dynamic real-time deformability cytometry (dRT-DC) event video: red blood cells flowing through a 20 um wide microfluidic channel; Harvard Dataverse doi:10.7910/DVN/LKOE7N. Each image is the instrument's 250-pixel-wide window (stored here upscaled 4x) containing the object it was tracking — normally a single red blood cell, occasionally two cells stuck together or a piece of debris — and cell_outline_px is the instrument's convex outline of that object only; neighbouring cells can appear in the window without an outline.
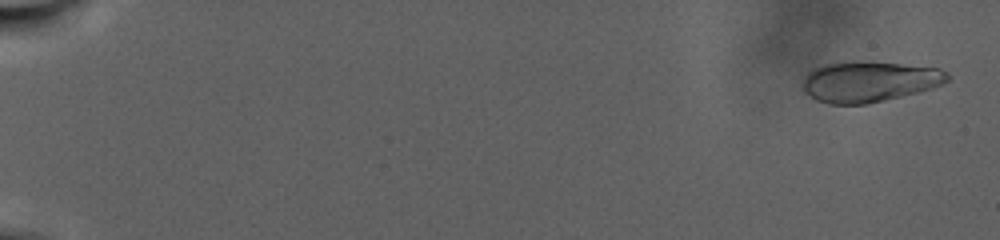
{"species": "human", "species_latin": "Homo sapiens", "temperature_condition": "warm", "stored_images_in_passage": 45, "camera_frame_rate_fps": 3000, "um_per_image_px": 0.085, "donor": {"sex": "male"}, "frame": {"image": 1, "passage_image": 2, "time_ms": 1.0, "image_size_px": [1000, 240], "cell_outline_px": [[948, 80], [932, 88], [920, 92], [868, 104], [828, 104], [816, 100], [804, 92], [800, 88], [804, 76], [812, 68], [824, 64], [852, 60], [856, 60], [900, 64], [940, 68], [948, 72]], "centroid_in_image_um": [73.82, 6.93], "position_along_channel_um": 11.2, "area_um2": 34.8}}
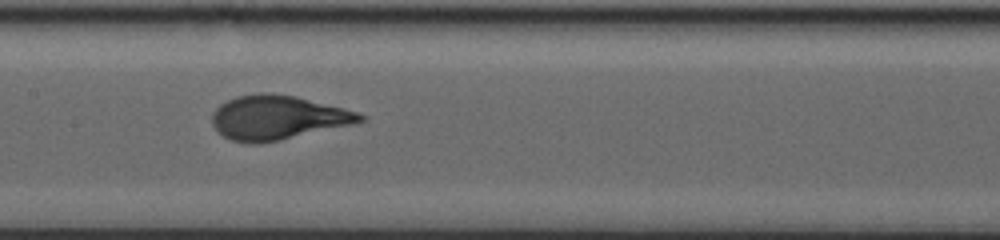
{"frame": {"image": 2, "passage_image": 26, "time_ms": 18.0, "image_size_px": [1000, 240], "cell_outline_px": [[364, 120], [352, 124], [280, 140], [260, 144], [248, 144], [232, 140], [224, 136], [212, 124], [212, 112], [220, 104], [236, 96], [260, 92], [272, 92], [296, 96], [360, 112], [364, 116]], "centroid_in_image_um": [23.58, 9.98], "position_along_channel_um": 183.8, "area_um2": 38.15}}
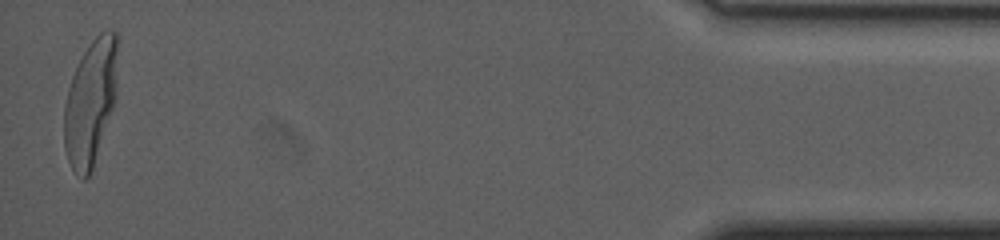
{"frame": {"image": 3, "passage_image": 45, "time_ms": 32.333, "image_size_px": [1000, 240], "cell_outline_px": [[120, 40], [116, 92], [112, 108], [92, 172], [84, 180], [76, 176], [68, 160], [64, 148], [64, 104], [68, 88], [72, 76], [84, 52], [92, 40], [100, 32], [116, 32], [120, 36]], "centroid_in_image_um": [7.71, 8.68], "position_along_channel_um": 427.5, "area_um2": 39.54}, "authors_computed_cell_mechanics": {"area_um2": 36.7608, "velocity_mm_per_s": 2.2041, "shape_relaxation_time_tau1_ms": 8.2216, "shape_relaxation_time_tau2_ms": null, "deformation_change_tau1": 0.2302, "deformation_change_tau2": null}}